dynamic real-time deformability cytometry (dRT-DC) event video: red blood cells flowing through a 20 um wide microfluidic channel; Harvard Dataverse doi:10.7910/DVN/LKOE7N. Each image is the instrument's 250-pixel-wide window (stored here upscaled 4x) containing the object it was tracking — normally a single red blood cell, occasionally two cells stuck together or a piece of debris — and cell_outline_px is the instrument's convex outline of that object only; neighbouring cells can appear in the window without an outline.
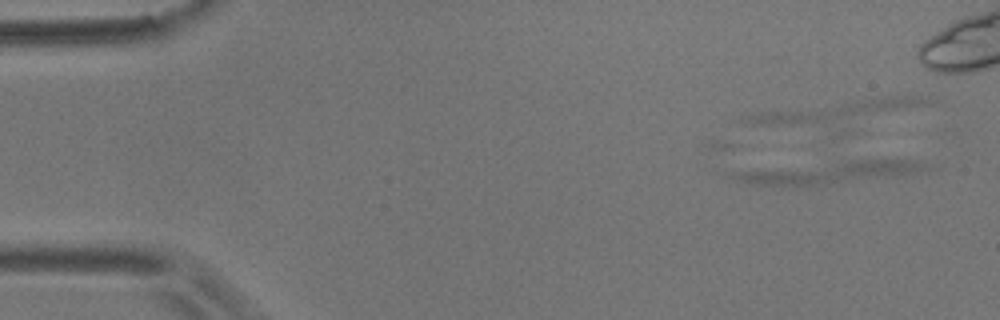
{"species": "common noctule bat (a hibernating species)", "species_latin": "Nyctalus noctula", "temperature_condition": "room temperature", "stored_images_in_passage": 6, "camera_frame_rate_fps": 3000, "um_per_image_px": 0.085, "animal": {"sex": "male", "body_mass_g": 17.9}, "frame": {"image": 1, "passage_image": 1, "time_ms": 0.0, "image_size_px": [1000, 320], "cell_outline_px": [[936, 168], [896, 176], [808, 188], [756, 184], [736, 180], [728, 176], [724, 172], [848, 160], [916, 160]], "centroid_in_image_um": [70.42, 14.69], "position_along_channel_um": 14.6, "area_um2": 25.89}}